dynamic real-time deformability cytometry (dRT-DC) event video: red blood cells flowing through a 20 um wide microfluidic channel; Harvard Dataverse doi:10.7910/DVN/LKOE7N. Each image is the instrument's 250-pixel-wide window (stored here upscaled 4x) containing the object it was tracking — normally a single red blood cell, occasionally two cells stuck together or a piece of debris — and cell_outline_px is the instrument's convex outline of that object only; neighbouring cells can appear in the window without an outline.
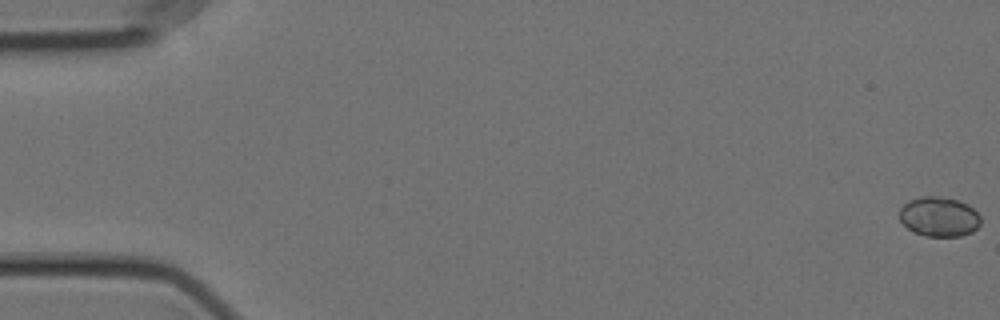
{"species": "Egyptian fruit bat (a non-hibernating species)", "species_latin": "Rousettus aegyptiacus", "temperature_condition": "cold", "stored_images_in_passage": 58, "camera_frame_rate_fps": 3000, "um_per_image_px": 0.085, "animal": {"sex": "female"}, "frame": {"image": 1, "passage_image": 1, "time_ms": 0.0, "image_size_px": [1000, 320], "cell_outline_px": [[980, 224], [972, 232], [960, 236], [924, 236], [908, 228], [900, 220], [900, 208], [904, 204], [920, 196], [940, 196], [956, 200], [968, 204], [980, 216]], "centroid_in_image_um": [79.83, 18.42], "position_along_channel_um": 5.2, "area_um2": 18.61}}
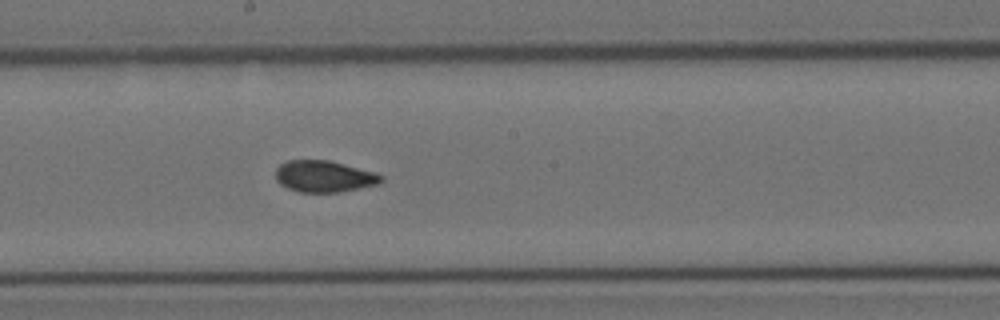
{"frame": {"image": 2, "passage_image": 32, "time_ms": 10.333, "image_size_px": [1000, 320], "cell_outline_px": [[384, 180], [380, 184], [340, 192], [300, 192], [288, 188], [280, 184], [276, 180], [276, 168], [280, 164], [288, 160], [328, 160], [376, 172], [384, 176]], "centroid_in_image_um": [27.58, 14.99], "position_along_channel_um": 220.6, "area_um2": 19.54}}
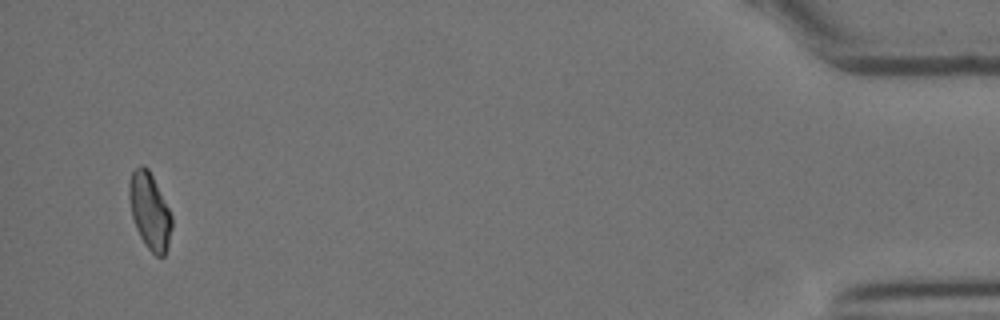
{"frame": {"image": 3, "passage_image": 56, "time_ms": 18.333, "image_size_px": [1000, 320], "cell_outline_px": [[172, 228], [168, 244], [164, 256], [156, 256], [144, 244], [136, 228], [132, 216], [128, 196], [128, 184], [132, 172], [140, 164], [144, 164], [148, 168], [172, 216]], "centroid_in_image_um": [12.71, 17.93], "position_along_channel_um": 422.5, "area_um2": 18.84}, "authors_computed_cell_mechanics": {"area_um2": 19.2185, "velocity_mm_per_s": 3.5486, "shape_relaxation_time_tau1_ms": 5.6615, "shape_relaxation_time_tau2_ms": 4.5931, "deformation_change_tau1": 0.0707, "deformation_change_tau2": 0.0608}}